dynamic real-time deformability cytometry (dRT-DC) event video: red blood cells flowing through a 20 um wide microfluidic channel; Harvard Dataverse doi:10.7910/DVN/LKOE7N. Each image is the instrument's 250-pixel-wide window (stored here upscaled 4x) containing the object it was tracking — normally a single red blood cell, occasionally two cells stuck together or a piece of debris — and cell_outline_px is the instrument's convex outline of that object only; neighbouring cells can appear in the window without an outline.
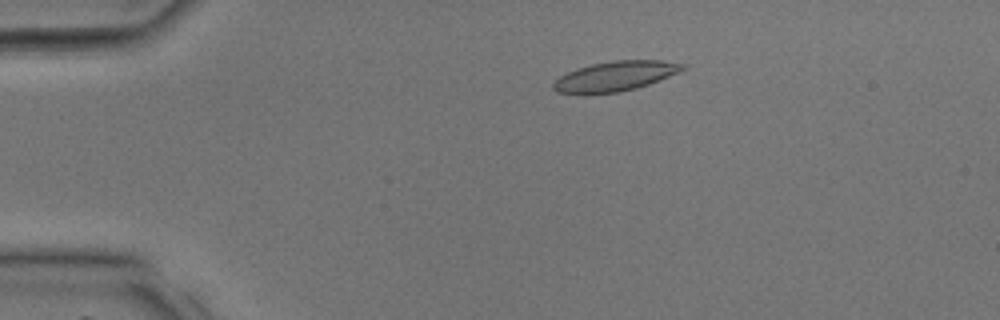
{"species": "common noctule bat (a hibernating species)", "species_latin": "Nyctalus noctula", "temperature_condition": "room temperature", "stored_images_in_passage": 31, "camera_frame_rate_fps": 3000, "um_per_image_px": 0.085, "animal": {"sex": "male", "body_mass_g": 17.9, "forearm_length_mm": 54.2}, "frame": {"image": 1, "passage_image": 8, "time_ms": 2.333, "image_size_px": [1000, 320], "cell_outline_px": [[688, 68], [680, 72], [660, 80], [636, 88], [620, 92], [556, 92], [552, 88], [552, 84], [560, 76], [576, 68], [592, 64], [612, 60], [660, 60], [684, 64]], "centroid_in_image_um": [52.35, 6.44], "position_along_channel_um": 32.6, "area_um2": 22.14}}
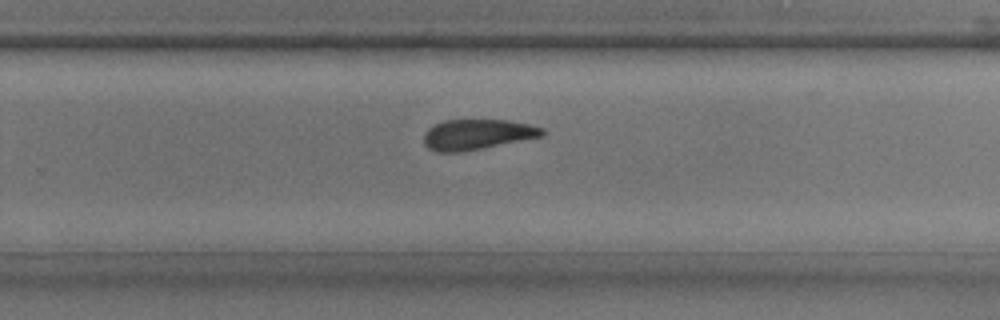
{"frame": {"image": 2, "passage_image": 25, "time_ms": 8.0, "image_size_px": [1000, 320], "cell_outline_px": [[544, 136], [460, 152], [436, 152], [428, 148], [424, 144], [424, 132], [428, 128], [444, 120], [508, 120], [528, 124], [544, 128]], "centroid_in_image_um": [40.54, 11.42], "position_along_channel_um": 289.3, "area_um2": 20.87}}
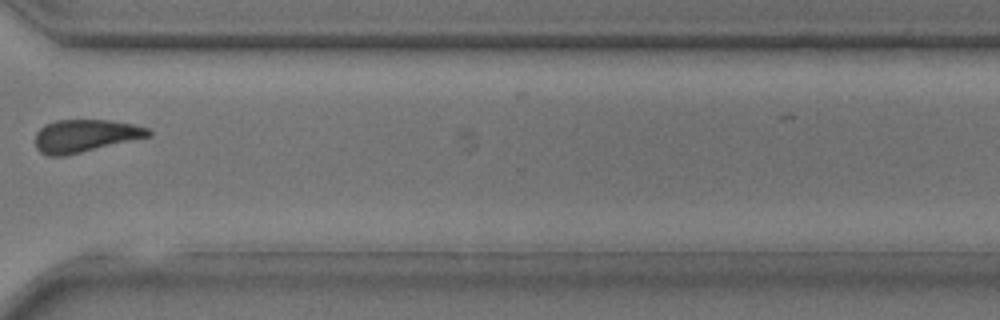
{"frame": {"image": 3, "passage_image": 29, "time_ms": 9.333, "image_size_px": [1000, 320], "cell_outline_px": [[152, 136], [64, 156], [48, 156], [40, 152], [36, 148], [36, 132], [44, 124], [56, 120], [108, 120], [136, 124], [148, 128], [152, 132]], "centroid_in_image_um": [7.25, 11.54], "position_along_channel_um": 363.3, "area_um2": 21.68}}